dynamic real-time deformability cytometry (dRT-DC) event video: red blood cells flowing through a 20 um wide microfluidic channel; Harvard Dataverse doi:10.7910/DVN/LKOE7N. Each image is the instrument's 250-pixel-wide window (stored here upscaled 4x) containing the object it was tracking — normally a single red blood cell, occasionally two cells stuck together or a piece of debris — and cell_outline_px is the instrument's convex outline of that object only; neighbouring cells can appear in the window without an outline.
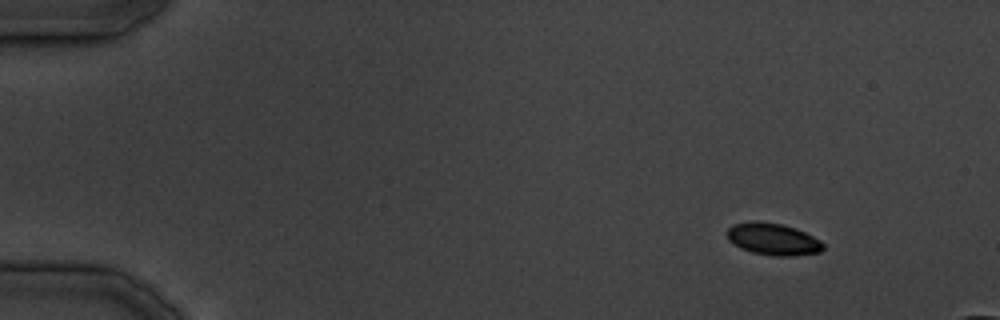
{"species": "common noctule bat (a hibernating species)", "species_latin": "Nyctalus noctula", "temperature_condition": "cold", "stored_images_in_passage": 8, "camera_frame_rate_fps": 3000, "um_per_image_px": 0.085, "animal": {"sex": "male", "body_mass_g": 19.5, "forearm_length_mm": 54.6}, "frame": {"image": 1, "passage_image": 1, "time_ms": 0.0, "image_size_px": [1000, 320], "cell_outline_px": [[824, 248], [820, 252], [792, 256], [776, 256], [752, 252], [740, 248], [728, 240], [724, 232], [732, 224], [752, 220], [756, 220], [780, 224], [796, 228], [820, 240], [824, 244]], "centroid_in_image_um": [65.66, 20.31], "position_along_channel_um": 19.3, "area_um2": 18.09}}